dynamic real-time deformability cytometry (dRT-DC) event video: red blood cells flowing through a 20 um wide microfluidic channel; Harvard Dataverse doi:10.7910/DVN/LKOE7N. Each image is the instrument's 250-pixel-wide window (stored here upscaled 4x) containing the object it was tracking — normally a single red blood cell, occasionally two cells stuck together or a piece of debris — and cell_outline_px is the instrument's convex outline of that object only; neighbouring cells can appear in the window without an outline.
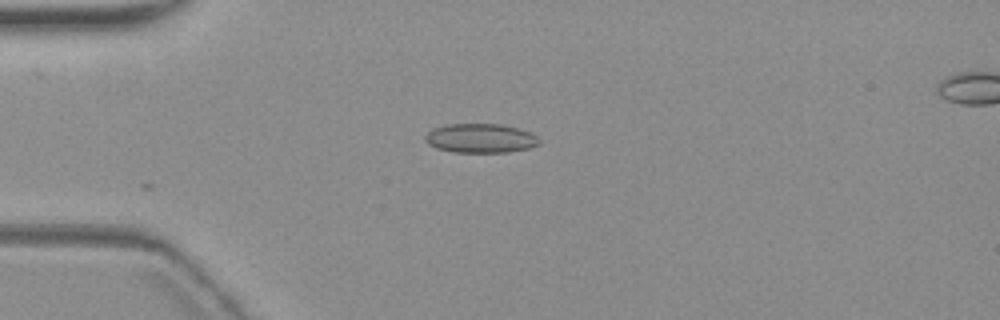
{"species": "common noctule bat (a hibernating species)", "species_latin": "Nyctalus noctula", "temperature_condition": "warm", "stored_images_in_passage": 3, "camera_frame_rate_fps": 3000, "um_per_image_px": 0.085, "animal": {"sex": "female", "body_mass_g": 19.3, "forearm_length_mm": 54.1}, "frame": {"image": 1, "passage_image": 3, "time_ms": 2.667, "image_size_px": [1000, 320], "cell_outline_px": [[540, 144], [528, 148], [508, 152], [452, 152], [436, 148], [428, 144], [424, 140], [424, 136], [432, 128], [448, 124], [500, 124], [532, 132], [540, 140]], "centroid_in_image_um": [40.82, 11.75], "position_along_channel_um": 44.2, "area_um2": 19.48}}